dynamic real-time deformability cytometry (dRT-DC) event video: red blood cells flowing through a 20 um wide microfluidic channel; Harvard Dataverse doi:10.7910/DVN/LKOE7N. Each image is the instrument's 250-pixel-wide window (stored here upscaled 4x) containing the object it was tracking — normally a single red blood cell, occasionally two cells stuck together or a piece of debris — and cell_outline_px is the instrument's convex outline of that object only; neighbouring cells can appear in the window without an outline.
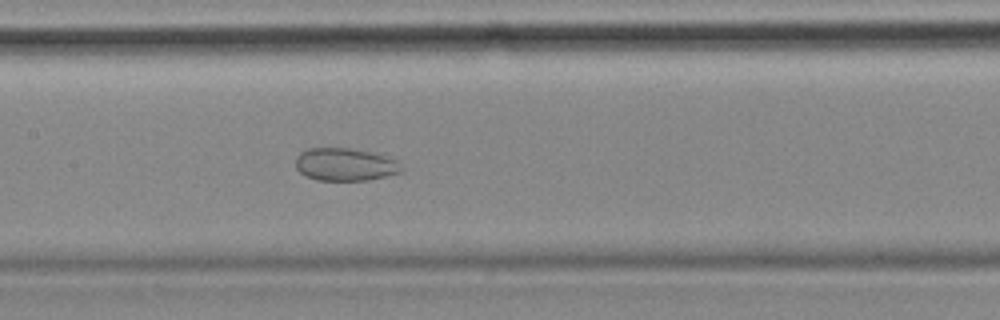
{"species": "common noctule bat (a hibernating species)", "species_latin": "Nyctalus noctula", "temperature_condition": "cold", "stored_images_in_passage": 55, "camera_frame_rate_fps": 3000, "um_per_image_px": 0.085, "animal": {"sex": "female", "body_mass_g": 18.4}, "frame": {"image": 1, "passage_image": 24, "time_ms": 7.667, "image_size_px": [1000, 320], "cell_outline_px": [[404, 168], [400, 172], [368, 180], [316, 180], [304, 176], [296, 168], [296, 156], [300, 152], [308, 148], [348, 148], [368, 152], [384, 156], [396, 160]], "centroid_in_image_um": [29.29, 13.98], "position_along_channel_um": 178.1, "area_um2": 20.06}}
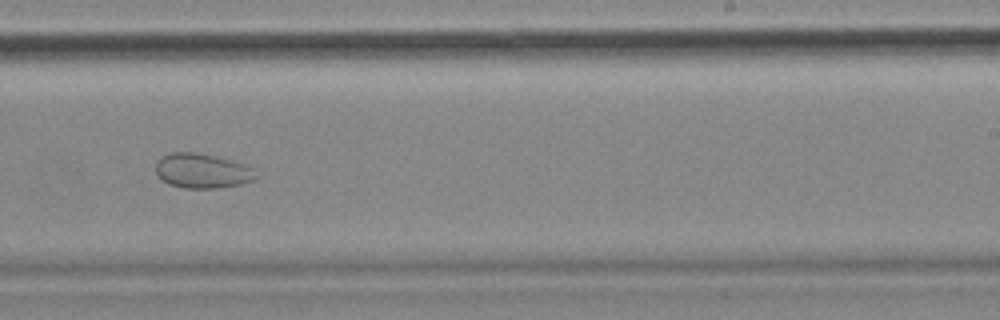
{"frame": {"image": 2, "passage_image": 32, "time_ms": 10.333, "image_size_px": [1000, 320], "cell_outline_px": [[260, 176], [252, 180], [240, 184], [220, 188], [184, 188], [168, 184], [156, 172], [156, 164], [164, 156], [172, 152], [192, 152], [212, 156], [228, 160], [252, 168]], "centroid_in_image_um": [17.2, 14.55], "position_along_channel_um": 271.8, "area_um2": 19.77}}